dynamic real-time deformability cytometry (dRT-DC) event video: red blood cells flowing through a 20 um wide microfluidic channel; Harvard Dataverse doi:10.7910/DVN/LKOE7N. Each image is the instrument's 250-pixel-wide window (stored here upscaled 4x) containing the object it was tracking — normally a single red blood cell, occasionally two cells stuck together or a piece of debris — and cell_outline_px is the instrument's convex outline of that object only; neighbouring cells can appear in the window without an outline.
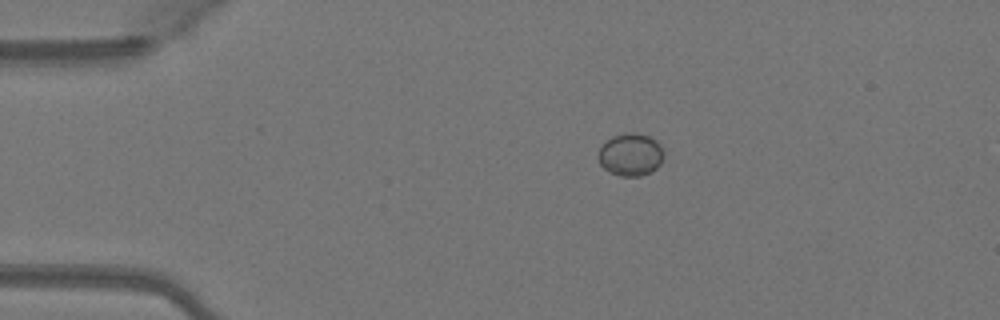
{"species": "Egyptian fruit bat (a non-hibernating species)", "species_latin": "Rousettus aegyptiacus", "temperature_condition": "warm", "stored_images_in_passage": 41, "camera_frame_rate_fps": 3000, "um_per_image_px": 0.085, "animal": {"sex": "female"}, "frame": {"image": 1, "passage_image": 1, "time_ms": 0.0, "image_size_px": [1000, 320], "cell_outline_px": [[664, 156], [660, 164], [652, 172], [640, 176], [620, 176], [608, 172], [600, 164], [596, 156], [600, 148], [612, 136], [632, 132], [636, 132], [648, 136], [656, 140], [664, 148]], "centroid_in_image_um": [53.61, 13.15], "position_along_channel_um": 31.4, "area_um2": 16.47}}
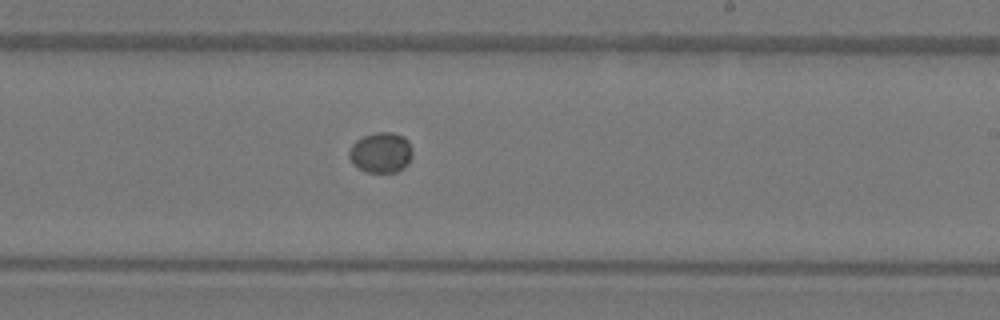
{"frame": {"image": 2, "passage_image": 21, "time_ms": 6.667, "image_size_px": [1000, 320], "cell_outline_px": [[412, 156], [408, 164], [404, 168], [396, 172], [364, 172], [352, 164], [348, 156], [348, 152], [352, 144], [356, 140], [364, 136], [376, 132], [392, 132], [404, 136], [408, 140], [412, 152]], "centroid_in_image_um": [32.37, 12.97], "position_along_channel_um": 256.6, "area_um2": 15.14}}
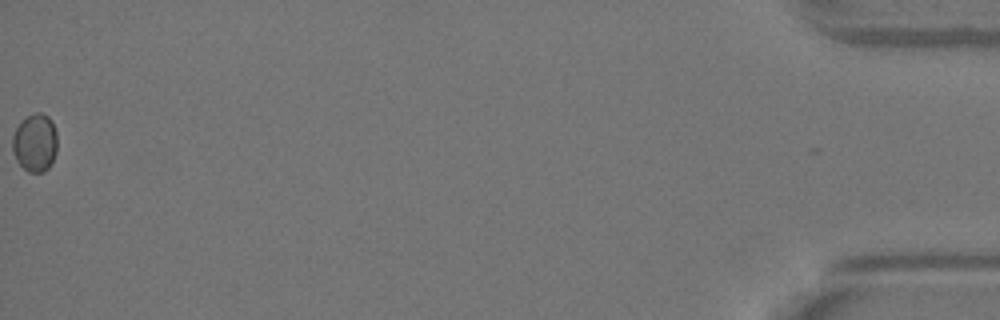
{"frame": {"image": 3, "passage_image": 41, "time_ms": 13.333, "image_size_px": [1000, 320], "cell_outline_px": [[56, 152], [48, 168], [44, 172], [28, 172], [16, 160], [12, 152], [12, 136], [16, 128], [28, 116], [36, 112], [40, 112], [48, 116], [52, 120], [56, 132]], "centroid_in_image_um": [2.97, 12.14], "position_along_channel_um": 432.2, "area_um2": 15.09}}